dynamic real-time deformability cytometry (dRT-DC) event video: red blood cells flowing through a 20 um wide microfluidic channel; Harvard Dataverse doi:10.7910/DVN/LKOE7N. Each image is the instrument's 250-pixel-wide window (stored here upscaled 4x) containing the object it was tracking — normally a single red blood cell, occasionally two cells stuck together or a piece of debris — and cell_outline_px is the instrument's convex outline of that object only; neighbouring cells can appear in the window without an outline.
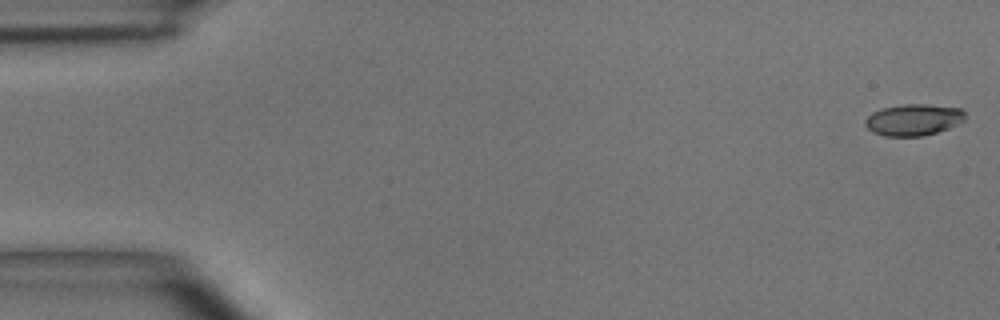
{"species": "common noctule bat (a hibernating species)", "species_latin": "Nyctalus noctula", "temperature_condition": "room temperature", "stored_images_in_passage": 49, "camera_frame_rate_fps": 3000, "um_per_image_px": 0.085, "animal": {"sex": "male", "body_mass_g": 15.6}, "frame": {"image": 1, "passage_image": 1, "time_ms": 0.0, "image_size_px": [1000, 320], "cell_outline_px": [[964, 120], [960, 124], [924, 136], [884, 136], [872, 132], [864, 124], [864, 120], [872, 112], [884, 108], [904, 104], [928, 104], [960, 108], [964, 112]], "centroid_in_image_um": [77.64, 10.18], "position_along_channel_um": 7.4, "area_um2": 18.38}}
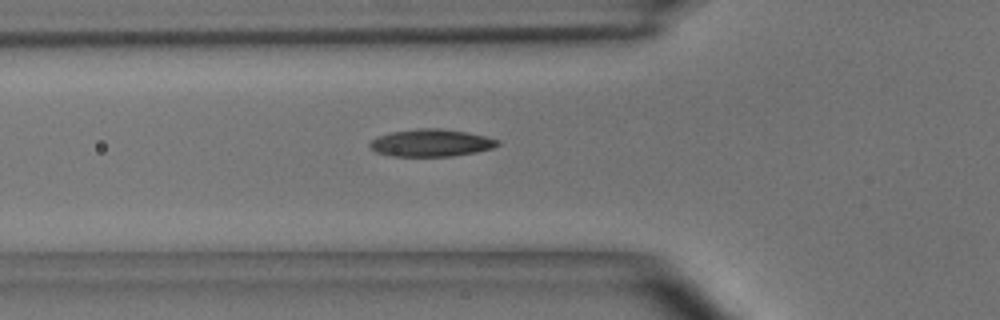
{"frame": {"image": 2, "passage_image": 17, "time_ms": 5.333, "image_size_px": [1000, 320], "cell_outline_px": [[500, 144], [492, 148], [476, 152], [452, 156], [388, 156], [376, 152], [368, 144], [372, 140], [380, 136], [392, 132], [416, 128], [440, 128], [468, 132], [500, 140]], "centroid_in_image_um": [36.66, 12.14], "position_along_channel_um": 89.1, "area_um2": 20.35}}
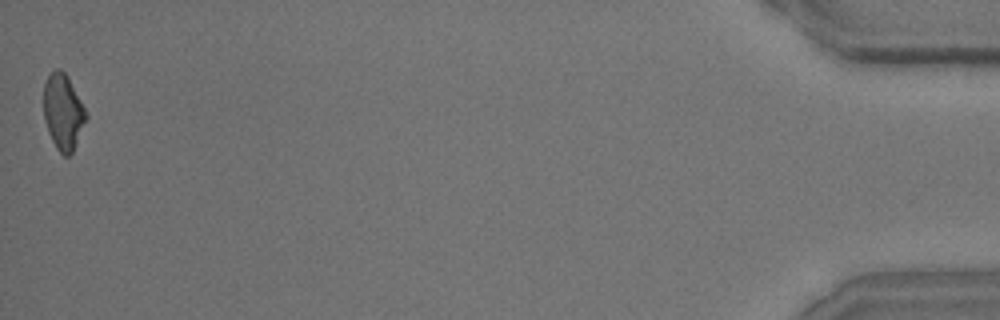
{"frame": {"image": 3, "passage_image": 49, "time_ms": 16.0, "image_size_px": [1000, 320], "cell_outline_px": [[88, 116], [72, 152], [68, 156], [64, 156], [56, 148], [48, 132], [44, 116], [44, 84], [48, 76], [56, 68], [60, 68], [68, 76]], "centroid_in_image_um": [5.36, 9.5], "position_along_channel_um": 429.8, "area_um2": 18.44}, "authors_computed_cell_mechanics": {"area_um2": 19.3052, "velocity_mm_per_s": 4.0612, "shape_relaxation_time_tau1_ms": 4.847, "shape_relaxation_time_tau2_ms": 2.4349, "deformation_change_tau1": 0.1588, "deformation_change_tau2": 0.0905}}